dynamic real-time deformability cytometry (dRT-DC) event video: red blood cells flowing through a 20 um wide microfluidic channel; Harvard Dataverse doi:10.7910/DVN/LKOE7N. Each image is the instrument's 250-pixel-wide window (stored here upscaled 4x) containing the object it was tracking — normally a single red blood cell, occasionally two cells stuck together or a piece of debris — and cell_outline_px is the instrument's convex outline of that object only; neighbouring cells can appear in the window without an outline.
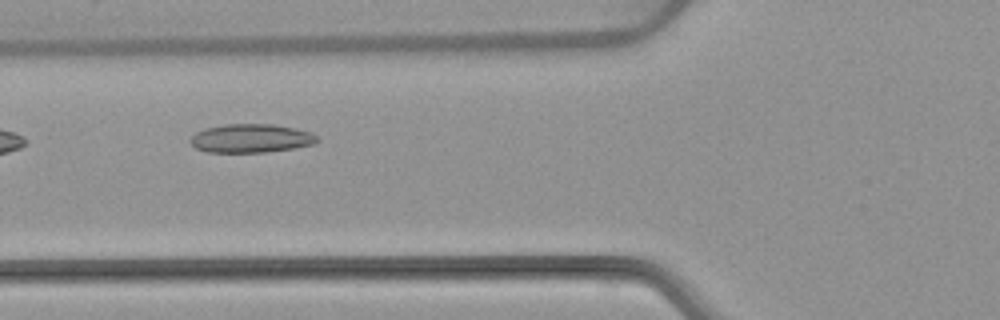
{"species": "common noctule bat (a hibernating species)", "species_latin": "Nyctalus noctula", "temperature_condition": "warm", "stored_images_in_passage": 4, "camera_frame_rate_fps": 3000, "um_per_image_px": 0.085, "animal": {"sex": "female", "body_mass_g": 22.7, "forearm_length_mm": 54.2}, "frame": {"image": 1, "passage_image": 2, "time_ms": 1.0, "image_size_px": [1000, 320], "cell_outline_px": [[320, 140], [312, 144], [296, 148], [268, 152], [208, 152], [196, 148], [188, 140], [196, 132], [204, 128], [224, 124], [272, 124], [312, 132], [320, 136]], "centroid_in_image_um": [21.35, 11.76], "position_along_channel_um": 104.4, "area_um2": 21.33}}
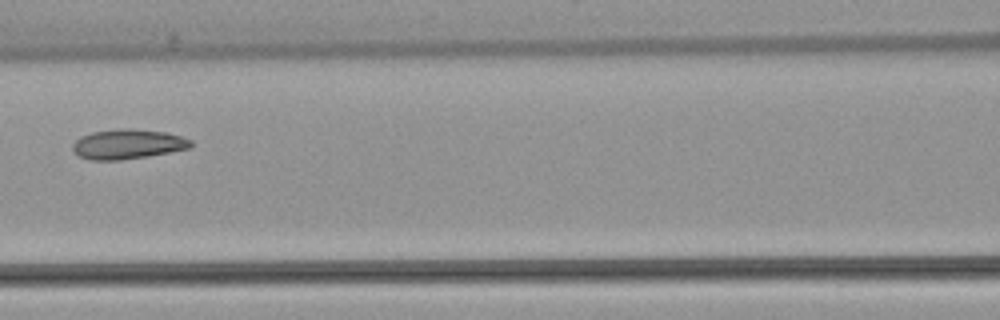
{"frame": {"image": 2, "passage_image": 3, "time_ms": 2.333, "image_size_px": [1000, 320], "cell_outline_px": [[192, 148], [148, 156], [120, 160], [88, 160], [80, 156], [72, 148], [72, 144], [80, 136], [92, 132], [124, 128], [128, 128], [164, 132], [180, 136], [192, 140]], "centroid_in_image_um": [10.86, 12.26], "position_along_channel_um": 155.7, "area_um2": 20.46}}
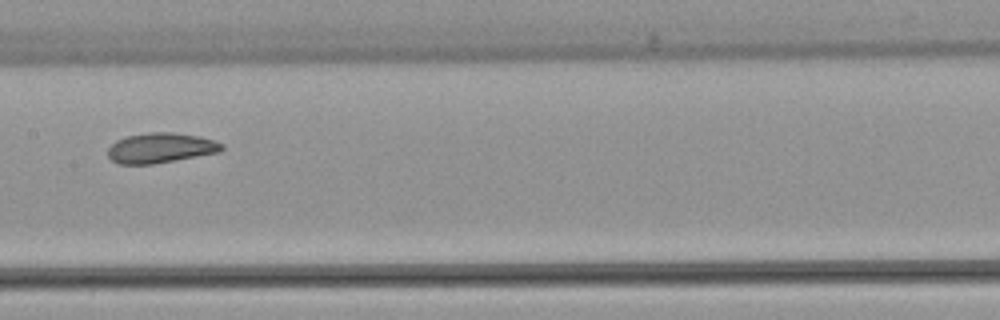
{"frame": {"image": 3, "passage_image": 4, "time_ms": 3.333, "image_size_px": [1000, 320], "cell_outline_px": [[224, 148], [220, 152], [176, 160], [152, 164], [116, 164], [108, 156], [108, 148], [116, 140], [128, 136], [148, 132], [172, 132], [200, 136], [224, 144]], "centroid_in_image_um": [13.65, 12.57], "position_along_channel_um": 193.7, "area_um2": 20.0}}